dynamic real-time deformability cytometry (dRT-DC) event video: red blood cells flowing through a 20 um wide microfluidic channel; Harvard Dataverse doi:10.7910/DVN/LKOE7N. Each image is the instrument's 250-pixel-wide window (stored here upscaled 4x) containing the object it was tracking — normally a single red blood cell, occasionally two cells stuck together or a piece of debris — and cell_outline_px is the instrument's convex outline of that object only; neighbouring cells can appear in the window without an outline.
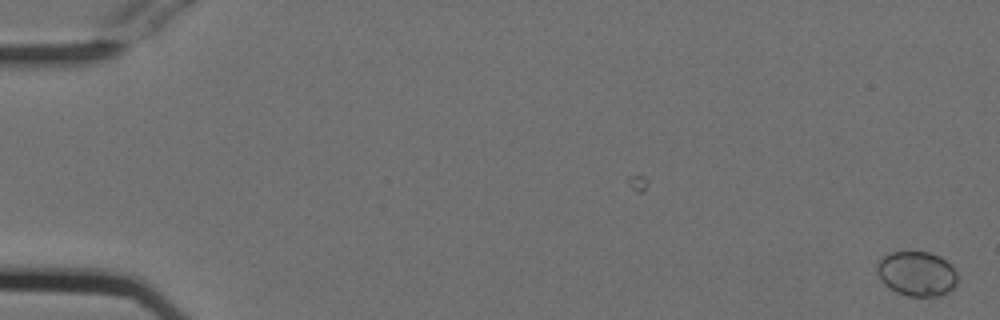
{"species": "Egyptian fruit bat (a non-hibernating species)", "species_latin": "Rousettus aegyptiacus", "temperature_condition": "cold", "stored_images_in_passage": 55, "camera_frame_rate_fps": 3000, "um_per_image_px": 0.085, "animal": {"sex": "female"}, "frame": {"image": 1, "passage_image": 1, "time_ms": 0.0, "image_size_px": [1000, 320], "cell_outline_px": [[956, 284], [948, 292], [940, 296], [908, 296], [896, 292], [884, 284], [880, 280], [876, 272], [876, 264], [884, 256], [892, 252], [928, 252], [940, 256], [956, 272]], "centroid_in_image_um": [77.89, 23.27], "position_along_channel_um": 7.1, "area_um2": 20.87}}
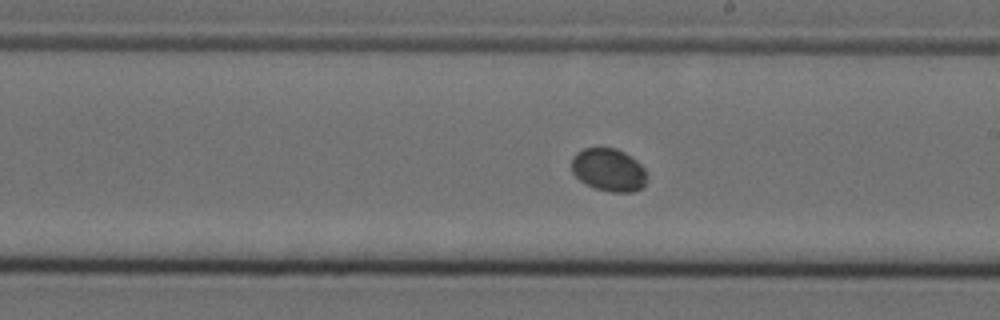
{"frame": {"image": 2, "passage_image": 32, "time_ms": 10.333, "image_size_px": [1000, 320], "cell_outline_px": [[648, 176], [644, 184], [640, 188], [632, 192], [612, 192], [596, 188], [580, 180], [572, 172], [572, 156], [576, 152], [584, 148], [616, 148], [624, 152], [636, 160], [644, 168]], "centroid_in_image_um": [51.74, 14.43], "position_along_channel_um": 237.3, "area_um2": 18.73}}
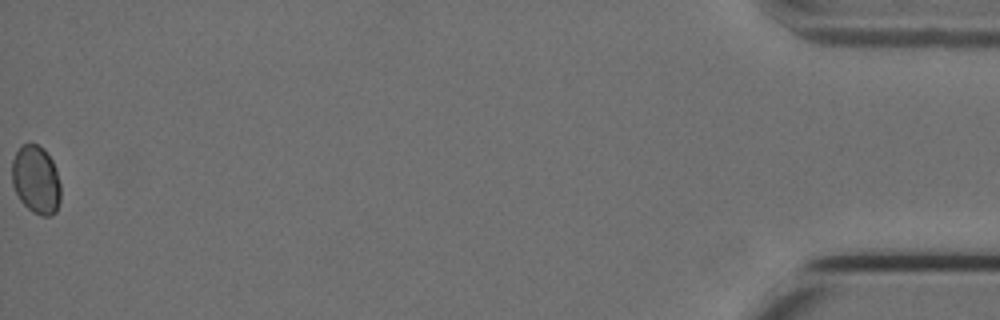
{"frame": {"image": 3, "passage_image": 55, "time_ms": 18.0, "image_size_px": [1000, 320], "cell_outline_px": [[60, 200], [56, 212], [52, 216], [40, 216], [32, 212], [20, 200], [12, 184], [12, 160], [16, 152], [24, 144], [36, 144], [44, 148], [52, 160], [56, 168], [60, 184]], "centroid_in_image_um": [3.07, 15.3], "position_along_channel_um": 432.1, "area_um2": 19.48}}